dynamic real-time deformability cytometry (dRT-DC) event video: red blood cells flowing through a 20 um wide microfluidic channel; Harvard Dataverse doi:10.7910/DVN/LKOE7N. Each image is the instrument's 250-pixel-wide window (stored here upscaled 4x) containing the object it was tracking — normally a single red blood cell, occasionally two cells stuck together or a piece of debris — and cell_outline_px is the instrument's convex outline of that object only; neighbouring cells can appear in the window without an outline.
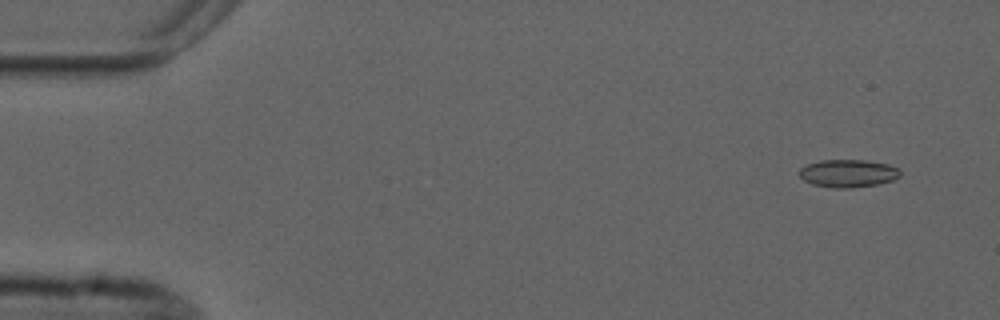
{"species": "common noctule bat (a hibernating species)", "species_latin": "Nyctalus noctula", "temperature_condition": "cold", "stored_images_in_passage": 4, "camera_frame_rate_fps": 3000, "um_per_image_px": 0.085, "animal": {"sex": "male", "forearm_length_mm": 52.5}, "frame": {"image": 1, "passage_image": 1, "time_ms": 0.0, "image_size_px": [1000, 320], "cell_outline_px": [[900, 176], [892, 180], [876, 184], [848, 188], [832, 188], [812, 184], [804, 180], [800, 176], [800, 168], [808, 164], [820, 160], [864, 160], [888, 164], [900, 168]], "centroid_in_image_um": [72.09, 14.73], "position_along_channel_um": 12.9, "area_um2": 16.24}}
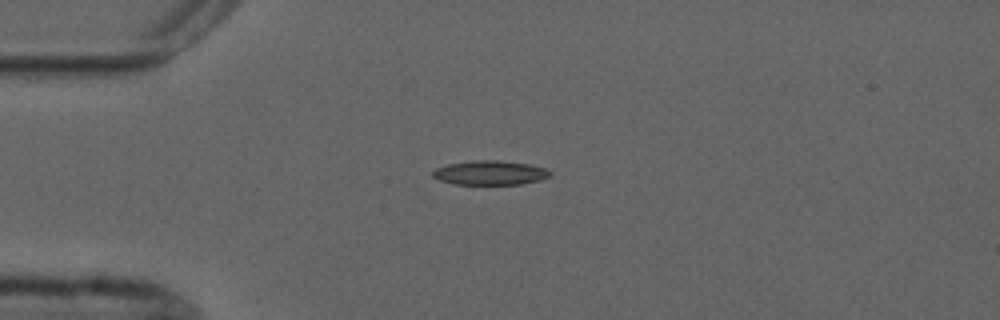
{"frame": {"image": 2, "passage_image": 4, "time_ms": 3.333, "image_size_px": [1000, 320], "cell_outline_px": [[552, 176], [540, 180], [520, 184], [456, 184], [440, 180], [432, 176], [432, 172], [436, 168], [448, 164], [472, 160], [496, 160], [528, 164], [544, 168], [552, 172]], "centroid_in_image_um": [41.67, 14.68], "position_along_channel_um": 43.3, "area_um2": 16.53}}